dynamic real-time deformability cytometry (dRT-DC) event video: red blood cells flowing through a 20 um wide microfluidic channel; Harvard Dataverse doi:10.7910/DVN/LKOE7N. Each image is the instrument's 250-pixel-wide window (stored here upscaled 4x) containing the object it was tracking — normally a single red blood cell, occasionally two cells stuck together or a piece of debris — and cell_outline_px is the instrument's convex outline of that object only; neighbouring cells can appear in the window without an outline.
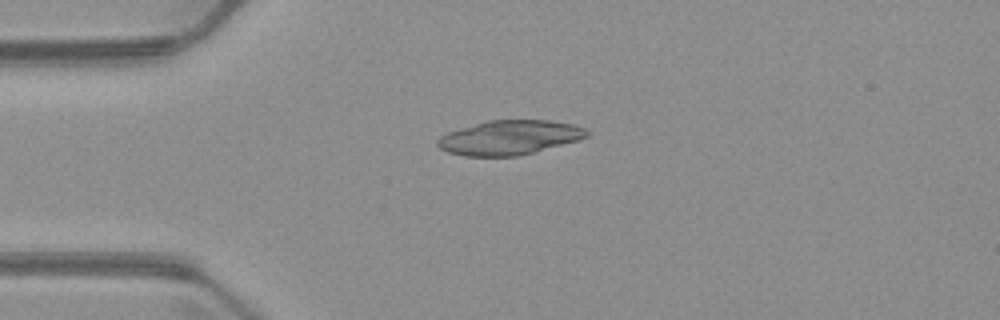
{"species": "common noctule bat (a hibernating species)", "species_latin": "Nyctalus noctula", "temperature_condition": "warm", "stored_images_in_passage": 3, "camera_frame_rate_fps": 3000, "um_per_image_px": 0.085, "animal": {"sex": "male", "body_mass_g": 23.1, "forearm_length_mm": 52.7}, "frame": {"image": 1, "passage_image": 3, "time_ms": 3.0, "image_size_px": [1000, 320], "cell_outline_px": [[588, 136], [580, 140], [516, 156], [464, 156], [448, 152], [440, 148], [436, 144], [436, 140], [440, 136], [448, 132], [460, 128], [488, 120], [548, 120], [572, 124], [584, 128], [588, 132]], "centroid_in_image_um": [43.28, 11.69], "position_along_channel_um": 41.7, "area_um2": 29.77}}